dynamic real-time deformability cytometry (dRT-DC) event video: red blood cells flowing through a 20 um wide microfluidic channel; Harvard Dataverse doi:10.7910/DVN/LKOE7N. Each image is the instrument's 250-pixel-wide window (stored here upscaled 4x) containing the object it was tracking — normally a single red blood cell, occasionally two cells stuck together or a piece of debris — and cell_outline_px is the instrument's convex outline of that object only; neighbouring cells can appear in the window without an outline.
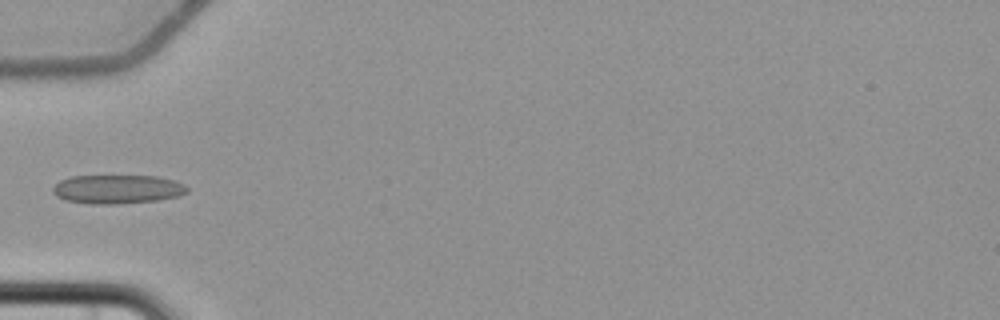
{"species": "common noctule bat (a hibernating species)", "species_latin": "Nyctalus noctula", "temperature_condition": "cold", "stored_images_in_passage": 5, "camera_frame_rate_fps": 3000, "um_per_image_px": 0.085, "animal": {"sex": "female", "body_mass_g": 22.7, "forearm_length_mm": 54.2}, "frame": {"image": 1, "passage_image": 5, "time_ms": 5.0, "image_size_px": [1000, 320], "cell_outline_px": [[188, 192], [180, 196], [156, 200], [116, 204], [92, 204], [64, 200], [56, 196], [52, 192], [52, 188], [60, 180], [72, 176], [156, 176], [172, 180], [184, 184], [188, 188]], "centroid_in_image_um": [9.96, 16.08], "position_along_channel_um": 75.0, "area_um2": 22.6}}